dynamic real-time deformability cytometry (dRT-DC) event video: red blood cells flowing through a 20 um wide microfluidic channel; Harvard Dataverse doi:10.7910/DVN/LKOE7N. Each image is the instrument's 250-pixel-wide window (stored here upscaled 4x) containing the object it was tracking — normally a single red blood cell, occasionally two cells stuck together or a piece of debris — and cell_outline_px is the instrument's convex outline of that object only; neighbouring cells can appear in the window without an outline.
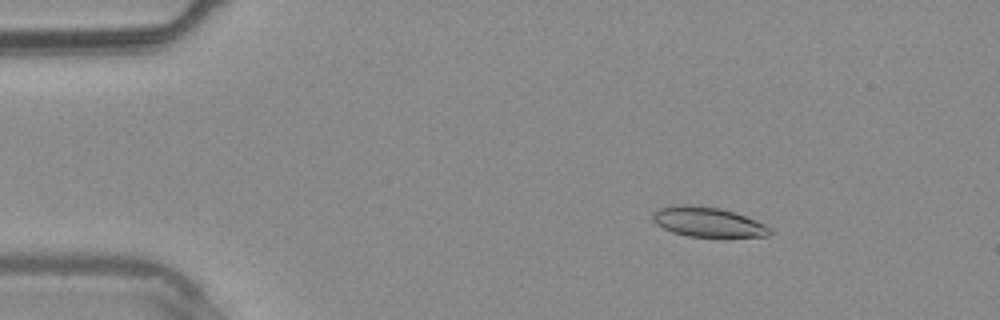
{"species": "common noctule bat (a hibernating species)", "species_latin": "Nyctalus noctula", "temperature_condition": "warm", "stored_images_in_passage": 3, "camera_frame_rate_fps": 3000, "um_per_image_px": 0.085, "animal": {"sex": "male", "body_mass_g": 20.4}, "frame": {"image": 1, "passage_image": 1, "time_ms": 0.0, "image_size_px": [1000, 320], "cell_outline_px": [[772, 232], [768, 236], [688, 236], [672, 232], [656, 224], [652, 220], [652, 212], [660, 208], [684, 204], [688, 204], [720, 208], [756, 220], [772, 228]], "centroid_in_image_um": [60.14, 18.86], "position_along_channel_um": 24.9, "area_um2": 20.06}}
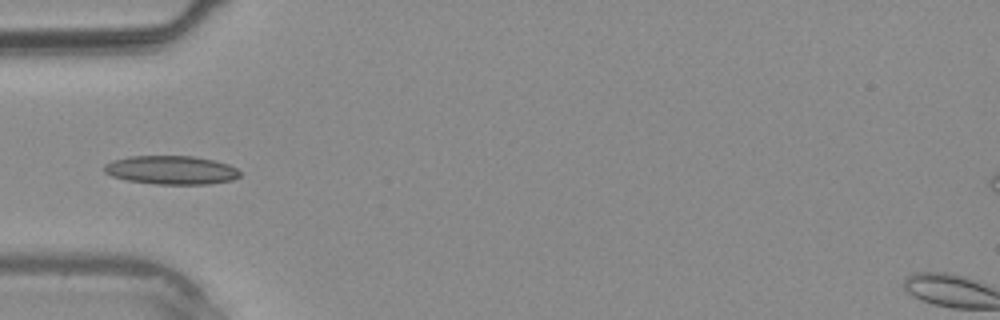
{"frame": {"image": 2, "passage_image": 3, "time_ms": 2.333, "image_size_px": [1000, 320], "cell_outline_px": [[240, 176], [232, 180], [208, 184], [156, 184], [128, 180], [112, 176], [104, 172], [104, 164], [112, 160], [128, 156], [192, 156], [216, 160], [228, 164], [236, 168], [240, 172]], "centroid_in_image_um": [14.55, 14.45], "position_along_channel_um": 70.4, "area_um2": 22.72}}